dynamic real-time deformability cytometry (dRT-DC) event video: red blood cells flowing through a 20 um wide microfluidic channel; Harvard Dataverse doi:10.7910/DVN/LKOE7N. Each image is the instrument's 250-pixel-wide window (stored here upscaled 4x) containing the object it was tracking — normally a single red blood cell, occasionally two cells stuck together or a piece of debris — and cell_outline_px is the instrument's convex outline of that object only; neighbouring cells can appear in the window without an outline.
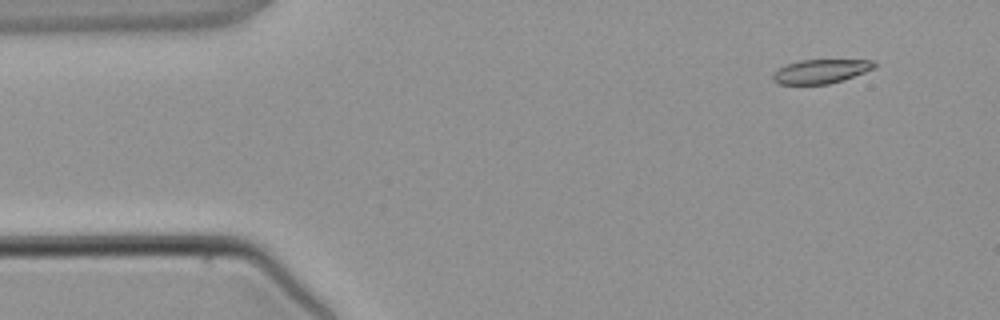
{"species": "common noctule bat (a hibernating species)", "species_latin": "Nyctalus noctula", "temperature_condition": "warm", "stored_images_in_passage": 4, "camera_frame_rate_fps": 3000, "um_per_image_px": 0.085, "animal": {"sex": "male", "body_mass_g": 21.5, "forearm_length_mm": 52.0}, "frame": {"image": 1, "passage_image": 1, "time_ms": 0.0, "image_size_px": [1000, 320], "cell_outline_px": [[876, 68], [844, 80], [828, 84], [780, 84], [772, 80], [772, 76], [780, 68], [788, 64], [800, 60], [872, 60], [876, 64]], "centroid_in_image_um": [69.81, 6.07], "position_along_channel_um": 15.2, "area_um2": 14.1}}
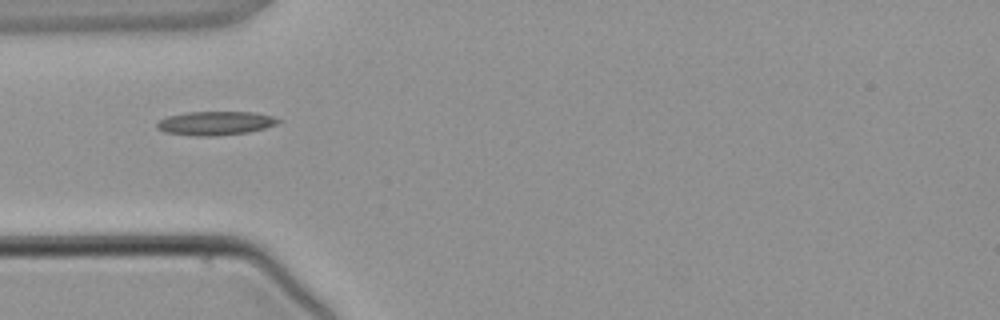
{"frame": {"image": 2, "passage_image": 3, "time_ms": 3.0, "image_size_px": [1000, 320], "cell_outline_px": [[280, 120], [276, 124], [264, 128], [248, 132], [216, 136], [196, 136], [164, 132], [156, 128], [156, 124], [160, 120], [168, 116], [188, 112], [256, 112], [272, 116]], "centroid_in_image_um": [18.29, 10.47], "position_along_channel_um": 66.7, "area_um2": 16.76}}